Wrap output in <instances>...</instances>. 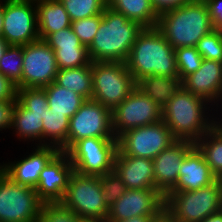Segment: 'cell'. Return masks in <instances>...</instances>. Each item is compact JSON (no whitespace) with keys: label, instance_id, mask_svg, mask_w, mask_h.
Returning a JSON list of instances; mask_svg holds the SVG:
<instances>
[{"label":"cell","instance_id":"23","mask_svg":"<svg viewBox=\"0 0 222 222\" xmlns=\"http://www.w3.org/2000/svg\"><path fill=\"white\" fill-rule=\"evenodd\" d=\"M216 181L202 153L194 145L186 154L179 169L176 185L169 192L193 191L207 187Z\"/></svg>","mask_w":222,"mask_h":222},{"label":"cell","instance_id":"25","mask_svg":"<svg viewBox=\"0 0 222 222\" xmlns=\"http://www.w3.org/2000/svg\"><path fill=\"white\" fill-rule=\"evenodd\" d=\"M136 87L150 97L161 109L182 87L179 76H145L136 82Z\"/></svg>","mask_w":222,"mask_h":222},{"label":"cell","instance_id":"3","mask_svg":"<svg viewBox=\"0 0 222 222\" xmlns=\"http://www.w3.org/2000/svg\"><path fill=\"white\" fill-rule=\"evenodd\" d=\"M125 63L135 82L150 75L179 76L175 49L156 27L143 28Z\"/></svg>","mask_w":222,"mask_h":222},{"label":"cell","instance_id":"39","mask_svg":"<svg viewBox=\"0 0 222 222\" xmlns=\"http://www.w3.org/2000/svg\"><path fill=\"white\" fill-rule=\"evenodd\" d=\"M17 86L0 73V101H16Z\"/></svg>","mask_w":222,"mask_h":222},{"label":"cell","instance_id":"21","mask_svg":"<svg viewBox=\"0 0 222 222\" xmlns=\"http://www.w3.org/2000/svg\"><path fill=\"white\" fill-rule=\"evenodd\" d=\"M44 41L55 52L59 69L79 68L91 62L88 48L81 44L71 26L51 33Z\"/></svg>","mask_w":222,"mask_h":222},{"label":"cell","instance_id":"15","mask_svg":"<svg viewBox=\"0 0 222 222\" xmlns=\"http://www.w3.org/2000/svg\"><path fill=\"white\" fill-rule=\"evenodd\" d=\"M2 37L9 45L16 46L40 39L35 0H4Z\"/></svg>","mask_w":222,"mask_h":222},{"label":"cell","instance_id":"22","mask_svg":"<svg viewBox=\"0 0 222 222\" xmlns=\"http://www.w3.org/2000/svg\"><path fill=\"white\" fill-rule=\"evenodd\" d=\"M114 171L122 178L126 189L156 190L152 159L125 155L118 148Z\"/></svg>","mask_w":222,"mask_h":222},{"label":"cell","instance_id":"33","mask_svg":"<svg viewBox=\"0 0 222 222\" xmlns=\"http://www.w3.org/2000/svg\"><path fill=\"white\" fill-rule=\"evenodd\" d=\"M175 55L176 66L181 80L197 71L203 61L196 47H179L175 49Z\"/></svg>","mask_w":222,"mask_h":222},{"label":"cell","instance_id":"31","mask_svg":"<svg viewBox=\"0 0 222 222\" xmlns=\"http://www.w3.org/2000/svg\"><path fill=\"white\" fill-rule=\"evenodd\" d=\"M67 11L71 21L102 14L107 0H59Z\"/></svg>","mask_w":222,"mask_h":222},{"label":"cell","instance_id":"11","mask_svg":"<svg viewBox=\"0 0 222 222\" xmlns=\"http://www.w3.org/2000/svg\"><path fill=\"white\" fill-rule=\"evenodd\" d=\"M88 137L116 138L113 131L112 111L94 100H86L70 118L67 151L79 140Z\"/></svg>","mask_w":222,"mask_h":222},{"label":"cell","instance_id":"48","mask_svg":"<svg viewBox=\"0 0 222 222\" xmlns=\"http://www.w3.org/2000/svg\"><path fill=\"white\" fill-rule=\"evenodd\" d=\"M158 222H169L165 217H163L160 221Z\"/></svg>","mask_w":222,"mask_h":222},{"label":"cell","instance_id":"1","mask_svg":"<svg viewBox=\"0 0 222 222\" xmlns=\"http://www.w3.org/2000/svg\"><path fill=\"white\" fill-rule=\"evenodd\" d=\"M215 107L183 87L162 108V121L177 140L198 141L219 120Z\"/></svg>","mask_w":222,"mask_h":222},{"label":"cell","instance_id":"30","mask_svg":"<svg viewBox=\"0 0 222 222\" xmlns=\"http://www.w3.org/2000/svg\"><path fill=\"white\" fill-rule=\"evenodd\" d=\"M70 118L65 114L51 113V108L46 109L43 122V145L57 147L62 152H67V135Z\"/></svg>","mask_w":222,"mask_h":222},{"label":"cell","instance_id":"10","mask_svg":"<svg viewBox=\"0 0 222 222\" xmlns=\"http://www.w3.org/2000/svg\"><path fill=\"white\" fill-rule=\"evenodd\" d=\"M42 203L35 188L17 184L0 172V222H37Z\"/></svg>","mask_w":222,"mask_h":222},{"label":"cell","instance_id":"37","mask_svg":"<svg viewBox=\"0 0 222 222\" xmlns=\"http://www.w3.org/2000/svg\"><path fill=\"white\" fill-rule=\"evenodd\" d=\"M102 20V14L73 21L71 27L82 45L87 48L92 43Z\"/></svg>","mask_w":222,"mask_h":222},{"label":"cell","instance_id":"16","mask_svg":"<svg viewBox=\"0 0 222 222\" xmlns=\"http://www.w3.org/2000/svg\"><path fill=\"white\" fill-rule=\"evenodd\" d=\"M165 197L158 190L126 189L109 208L106 221H124L137 216H164Z\"/></svg>","mask_w":222,"mask_h":222},{"label":"cell","instance_id":"41","mask_svg":"<svg viewBox=\"0 0 222 222\" xmlns=\"http://www.w3.org/2000/svg\"><path fill=\"white\" fill-rule=\"evenodd\" d=\"M153 9L158 15L161 13L180 7L186 3H189L192 0H150Z\"/></svg>","mask_w":222,"mask_h":222},{"label":"cell","instance_id":"46","mask_svg":"<svg viewBox=\"0 0 222 222\" xmlns=\"http://www.w3.org/2000/svg\"><path fill=\"white\" fill-rule=\"evenodd\" d=\"M222 91H221V96H220V101L218 102V113L217 116L222 119Z\"/></svg>","mask_w":222,"mask_h":222},{"label":"cell","instance_id":"2","mask_svg":"<svg viewBox=\"0 0 222 222\" xmlns=\"http://www.w3.org/2000/svg\"><path fill=\"white\" fill-rule=\"evenodd\" d=\"M143 28L138 22L106 7L97 33L88 47L91 62L125 63Z\"/></svg>","mask_w":222,"mask_h":222},{"label":"cell","instance_id":"13","mask_svg":"<svg viewBox=\"0 0 222 222\" xmlns=\"http://www.w3.org/2000/svg\"><path fill=\"white\" fill-rule=\"evenodd\" d=\"M113 131L118 139L124 132L162 121V109L135 87L112 111Z\"/></svg>","mask_w":222,"mask_h":222},{"label":"cell","instance_id":"32","mask_svg":"<svg viewBox=\"0 0 222 222\" xmlns=\"http://www.w3.org/2000/svg\"><path fill=\"white\" fill-rule=\"evenodd\" d=\"M23 46L10 45L0 59V73L18 84L22 78Z\"/></svg>","mask_w":222,"mask_h":222},{"label":"cell","instance_id":"28","mask_svg":"<svg viewBox=\"0 0 222 222\" xmlns=\"http://www.w3.org/2000/svg\"><path fill=\"white\" fill-rule=\"evenodd\" d=\"M51 113L65 114L71 118L85 103L86 99L75 91L64 88L52 82L43 88Z\"/></svg>","mask_w":222,"mask_h":222},{"label":"cell","instance_id":"38","mask_svg":"<svg viewBox=\"0 0 222 222\" xmlns=\"http://www.w3.org/2000/svg\"><path fill=\"white\" fill-rule=\"evenodd\" d=\"M15 103L16 101H0V132L11 130Z\"/></svg>","mask_w":222,"mask_h":222},{"label":"cell","instance_id":"42","mask_svg":"<svg viewBox=\"0 0 222 222\" xmlns=\"http://www.w3.org/2000/svg\"><path fill=\"white\" fill-rule=\"evenodd\" d=\"M164 216H137L124 221H105V222H158Z\"/></svg>","mask_w":222,"mask_h":222},{"label":"cell","instance_id":"26","mask_svg":"<svg viewBox=\"0 0 222 222\" xmlns=\"http://www.w3.org/2000/svg\"><path fill=\"white\" fill-rule=\"evenodd\" d=\"M107 7L123 14L128 20L138 22L144 28L157 26L159 15L150 0H107Z\"/></svg>","mask_w":222,"mask_h":222},{"label":"cell","instance_id":"45","mask_svg":"<svg viewBox=\"0 0 222 222\" xmlns=\"http://www.w3.org/2000/svg\"><path fill=\"white\" fill-rule=\"evenodd\" d=\"M4 19V0H0V36H2Z\"/></svg>","mask_w":222,"mask_h":222},{"label":"cell","instance_id":"40","mask_svg":"<svg viewBox=\"0 0 222 222\" xmlns=\"http://www.w3.org/2000/svg\"><path fill=\"white\" fill-rule=\"evenodd\" d=\"M215 29L222 30V0H204Z\"/></svg>","mask_w":222,"mask_h":222},{"label":"cell","instance_id":"43","mask_svg":"<svg viewBox=\"0 0 222 222\" xmlns=\"http://www.w3.org/2000/svg\"><path fill=\"white\" fill-rule=\"evenodd\" d=\"M200 222H222V212L218 211L216 213H213L212 215H209L208 217L201 220Z\"/></svg>","mask_w":222,"mask_h":222},{"label":"cell","instance_id":"27","mask_svg":"<svg viewBox=\"0 0 222 222\" xmlns=\"http://www.w3.org/2000/svg\"><path fill=\"white\" fill-rule=\"evenodd\" d=\"M61 87L75 91L86 100L92 99V62L79 68L59 69L55 81Z\"/></svg>","mask_w":222,"mask_h":222},{"label":"cell","instance_id":"49","mask_svg":"<svg viewBox=\"0 0 222 222\" xmlns=\"http://www.w3.org/2000/svg\"><path fill=\"white\" fill-rule=\"evenodd\" d=\"M2 166H3V165H2V163L0 162V172L2 171Z\"/></svg>","mask_w":222,"mask_h":222},{"label":"cell","instance_id":"20","mask_svg":"<svg viewBox=\"0 0 222 222\" xmlns=\"http://www.w3.org/2000/svg\"><path fill=\"white\" fill-rule=\"evenodd\" d=\"M182 87L207 100L218 113L222 91V62L203 59L200 68L182 80Z\"/></svg>","mask_w":222,"mask_h":222},{"label":"cell","instance_id":"5","mask_svg":"<svg viewBox=\"0 0 222 222\" xmlns=\"http://www.w3.org/2000/svg\"><path fill=\"white\" fill-rule=\"evenodd\" d=\"M164 197V217L169 222H200L220 211L222 189L215 181L198 190L168 192Z\"/></svg>","mask_w":222,"mask_h":222},{"label":"cell","instance_id":"19","mask_svg":"<svg viewBox=\"0 0 222 222\" xmlns=\"http://www.w3.org/2000/svg\"><path fill=\"white\" fill-rule=\"evenodd\" d=\"M194 142L176 140L153 159L155 188L165 196L177 183L179 169Z\"/></svg>","mask_w":222,"mask_h":222},{"label":"cell","instance_id":"35","mask_svg":"<svg viewBox=\"0 0 222 222\" xmlns=\"http://www.w3.org/2000/svg\"><path fill=\"white\" fill-rule=\"evenodd\" d=\"M196 49L203 59L222 62V30L208 32L198 41Z\"/></svg>","mask_w":222,"mask_h":222},{"label":"cell","instance_id":"4","mask_svg":"<svg viewBox=\"0 0 222 222\" xmlns=\"http://www.w3.org/2000/svg\"><path fill=\"white\" fill-rule=\"evenodd\" d=\"M156 28L174 49L196 47L204 35L215 29L204 0H192L161 13Z\"/></svg>","mask_w":222,"mask_h":222},{"label":"cell","instance_id":"36","mask_svg":"<svg viewBox=\"0 0 222 222\" xmlns=\"http://www.w3.org/2000/svg\"><path fill=\"white\" fill-rule=\"evenodd\" d=\"M99 184L108 208H111L126 191L122 178L114 170L99 176Z\"/></svg>","mask_w":222,"mask_h":222},{"label":"cell","instance_id":"7","mask_svg":"<svg viewBox=\"0 0 222 222\" xmlns=\"http://www.w3.org/2000/svg\"><path fill=\"white\" fill-rule=\"evenodd\" d=\"M61 203L87 222H105L109 214L96 175L73 171Z\"/></svg>","mask_w":222,"mask_h":222},{"label":"cell","instance_id":"6","mask_svg":"<svg viewBox=\"0 0 222 222\" xmlns=\"http://www.w3.org/2000/svg\"><path fill=\"white\" fill-rule=\"evenodd\" d=\"M49 108L43 88H20L14 106L12 136L18 141L43 146V122ZM35 140V141H34ZM32 142V143H29Z\"/></svg>","mask_w":222,"mask_h":222},{"label":"cell","instance_id":"9","mask_svg":"<svg viewBox=\"0 0 222 222\" xmlns=\"http://www.w3.org/2000/svg\"><path fill=\"white\" fill-rule=\"evenodd\" d=\"M117 138L88 137L77 141L66 153L74 171L101 176L114 170Z\"/></svg>","mask_w":222,"mask_h":222},{"label":"cell","instance_id":"18","mask_svg":"<svg viewBox=\"0 0 222 222\" xmlns=\"http://www.w3.org/2000/svg\"><path fill=\"white\" fill-rule=\"evenodd\" d=\"M73 171L68 154L59 151L39 175V181L35 187L39 199L43 203L61 202Z\"/></svg>","mask_w":222,"mask_h":222},{"label":"cell","instance_id":"47","mask_svg":"<svg viewBox=\"0 0 222 222\" xmlns=\"http://www.w3.org/2000/svg\"><path fill=\"white\" fill-rule=\"evenodd\" d=\"M216 181L218 182L219 187L222 189V172L216 176Z\"/></svg>","mask_w":222,"mask_h":222},{"label":"cell","instance_id":"29","mask_svg":"<svg viewBox=\"0 0 222 222\" xmlns=\"http://www.w3.org/2000/svg\"><path fill=\"white\" fill-rule=\"evenodd\" d=\"M194 145L202 153L211 172L218 176L222 172V119L196 141Z\"/></svg>","mask_w":222,"mask_h":222},{"label":"cell","instance_id":"34","mask_svg":"<svg viewBox=\"0 0 222 222\" xmlns=\"http://www.w3.org/2000/svg\"><path fill=\"white\" fill-rule=\"evenodd\" d=\"M37 222H87L61 202L42 203Z\"/></svg>","mask_w":222,"mask_h":222},{"label":"cell","instance_id":"17","mask_svg":"<svg viewBox=\"0 0 222 222\" xmlns=\"http://www.w3.org/2000/svg\"><path fill=\"white\" fill-rule=\"evenodd\" d=\"M31 152L24 154L20 159L2 162V171L14 182L20 185L35 188L39 175L48 162L60 151L54 146H34Z\"/></svg>","mask_w":222,"mask_h":222},{"label":"cell","instance_id":"44","mask_svg":"<svg viewBox=\"0 0 222 222\" xmlns=\"http://www.w3.org/2000/svg\"><path fill=\"white\" fill-rule=\"evenodd\" d=\"M9 46L10 45L8 44V42L2 36H0V59L2 58Z\"/></svg>","mask_w":222,"mask_h":222},{"label":"cell","instance_id":"8","mask_svg":"<svg viewBox=\"0 0 222 222\" xmlns=\"http://www.w3.org/2000/svg\"><path fill=\"white\" fill-rule=\"evenodd\" d=\"M92 100L113 111L136 87L126 63L92 62Z\"/></svg>","mask_w":222,"mask_h":222},{"label":"cell","instance_id":"24","mask_svg":"<svg viewBox=\"0 0 222 222\" xmlns=\"http://www.w3.org/2000/svg\"><path fill=\"white\" fill-rule=\"evenodd\" d=\"M37 28L41 40L51 33L68 28L72 21L59 0H35Z\"/></svg>","mask_w":222,"mask_h":222},{"label":"cell","instance_id":"14","mask_svg":"<svg viewBox=\"0 0 222 222\" xmlns=\"http://www.w3.org/2000/svg\"><path fill=\"white\" fill-rule=\"evenodd\" d=\"M176 140L169 127L159 121L124 132L118 138V148L125 155L153 160Z\"/></svg>","mask_w":222,"mask_h":222},{"label":"cell","instance_id":"12","mask_svg":"<svg viewBox=\"0 0 222 222\" xmlns=\"http://www.w3.org/2000/svg\"><path fill=\"white\" fill-rule=\"evenodd\" d=\"M55 52L44 41L23 45L22 78L20 88H44L55 81L57 71Z\"/></svg>","mask_w":222,"mask_h":222}]
</instances>
